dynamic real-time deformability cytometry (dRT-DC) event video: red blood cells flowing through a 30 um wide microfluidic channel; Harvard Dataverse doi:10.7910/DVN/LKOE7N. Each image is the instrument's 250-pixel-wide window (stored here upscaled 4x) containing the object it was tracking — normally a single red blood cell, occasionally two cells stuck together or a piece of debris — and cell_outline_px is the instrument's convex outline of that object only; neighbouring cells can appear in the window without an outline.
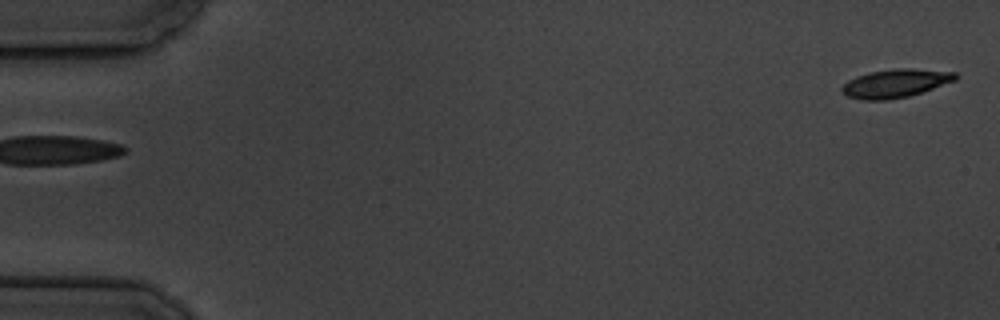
{"species": "common noctule bat (a hibernating species)", "species_latin": "Nyctalus noctula", "temperature_condition": "cold", "stored_images_in_passage": 3, "segment_of_instrument_passage": [2, 2], "camera_frame_rate_fps": 3000, "um_per_image_px": 0.085, "animal": {"sex": "male", "body_mass_g": 19.5, "forearm_length_mm": 54.6}, "frame": {"image": 1, "passage_image": 3, "time_ms": 2.333, "image_size_px": [1000, 320], "cell_outline_px": [[960, 76], [956, 80], [908, 96], [888, 100], [860, 100], [848, 96], [840, 88], [848, 80], [856, 76], [872, 72], [896, 68], [912, 68], [956, 72]], "centroid_in_image_um": [76.13, 7.08], "position_along_channel_um": 8.9, "area_um2": 18.67}}